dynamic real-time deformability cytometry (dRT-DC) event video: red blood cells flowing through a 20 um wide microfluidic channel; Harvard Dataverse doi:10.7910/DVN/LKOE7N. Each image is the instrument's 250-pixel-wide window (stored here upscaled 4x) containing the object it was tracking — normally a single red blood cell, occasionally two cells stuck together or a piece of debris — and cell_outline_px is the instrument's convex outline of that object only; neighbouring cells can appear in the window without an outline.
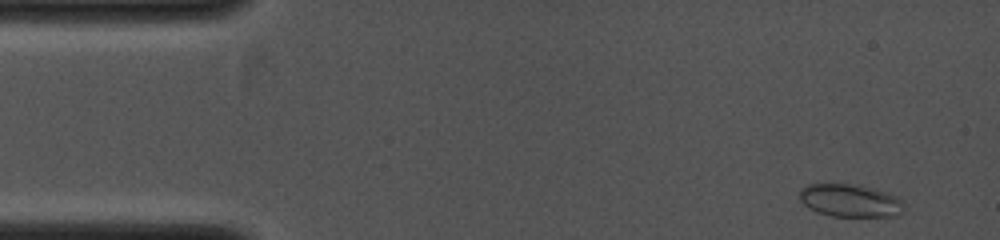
{"species": "common noctule bat (a hibernating species)", "species_latin": "Nyctalus noctula", "temperature_condition": "cold", "stored_images_in_passage": 26, "camera_frame_rate_fps": 4000, "um_per_image_px": 0.085, "animal": {"sex": "female", "body_mass_g": 19.0, "forearm_length_mm": 53.3}, "frame": {"image": 1, "passage_image": 2, "time_ms": 0.25, "image_size_px": [1000, 240], "cell_outline_px": [[904, 212], [900, 216], [832, 216], [816, 212], [808, 208], [800, 200], [800, 188], [808, 184], [860, 184], [876, 188], [888, 192], [896, 196], [904, 204]], "centroid_in_image_um": [72.29, 17.04], "position_along_channel_um": 12.7, "area_um2": 20.35}}
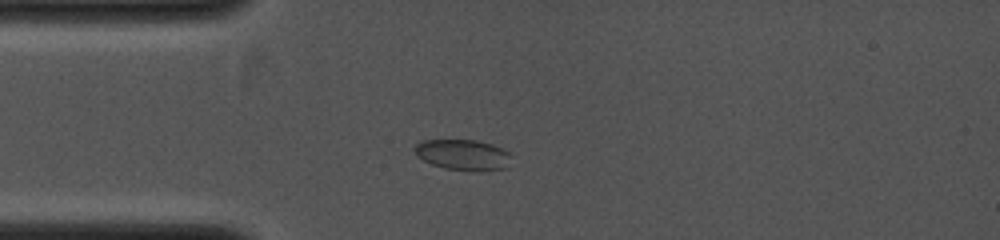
{"frame": {"image": 2, "passage_image": 17, "time_ms": 2.5, "image_size_px": [1000, 240], "cell_outline_px": [[512, 156], [504, 168], [476, 172], [472, 172], [444, 168], [432, 164], [424, 160], [412, 148], [416, 144], [424, 140], [476, 140], [492, 144], [508, 152]], "centroid_in_image_um": [39.36, 13.16], "position_along_channel_um": 45.6, "area_um2": 17.22}}
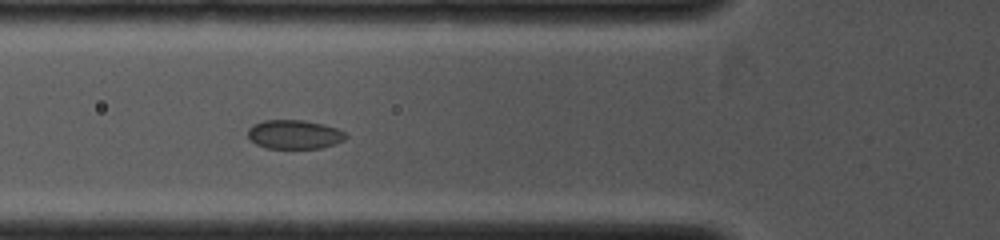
{"frame": {"image": 3, "passage_image": 25, "time_ms": 3.75, "image_size_px": [1000, 240], "cell_outline_px": [[348, 136], [344, 140], [320, 148], [264, 148], [248, 140], [248, 128], [252, 124], [264, 120], [304, 120], [324, 124], [336, 128], [344, 132]], "centroid_in_image_um": [24.97, 11.42], "position_along_channel_um": 100.8, "area_um2": 16.65}}